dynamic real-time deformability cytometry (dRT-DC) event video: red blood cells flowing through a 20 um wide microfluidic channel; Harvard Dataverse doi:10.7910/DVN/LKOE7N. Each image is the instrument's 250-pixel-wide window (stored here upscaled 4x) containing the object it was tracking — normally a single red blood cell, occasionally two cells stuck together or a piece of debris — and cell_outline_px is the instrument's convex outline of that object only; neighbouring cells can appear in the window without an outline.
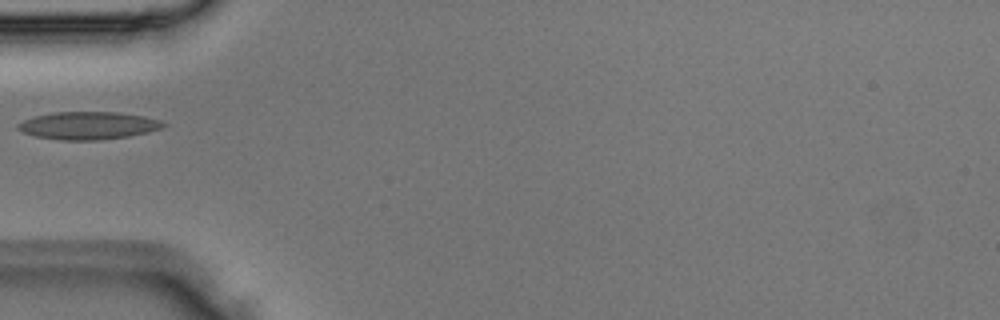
{"species": "Egyptian fruit bat (a non-hibernating species)", "species_latin": "Rousettus aegyptiacus", "temperature_condition": "room temperature", "stored_images_in_passage": 1, "camera_frame_rate_fps": 3000, "um_per_image_px": 0.085, "animal": {"sex": "male"}, "frame": {"image": 1, "passage_image": 1, "time_ms": 0.0, "image_size_px": [1000, 320], "cell_outline_px": [[168, 124], [160, 128], [148, 132], [128, 136], [100, 140], [60, 140], [36, 136], [24, 132], [16, 128], [16, 124], [24, 120], [36, 116], [52, 112], [116, 112], [144, 116], [160, 120]], "centroid_in_image_um": [7.5, 10.67], "position_along_channel_um": 77.5, "area_um2": 23.35}}